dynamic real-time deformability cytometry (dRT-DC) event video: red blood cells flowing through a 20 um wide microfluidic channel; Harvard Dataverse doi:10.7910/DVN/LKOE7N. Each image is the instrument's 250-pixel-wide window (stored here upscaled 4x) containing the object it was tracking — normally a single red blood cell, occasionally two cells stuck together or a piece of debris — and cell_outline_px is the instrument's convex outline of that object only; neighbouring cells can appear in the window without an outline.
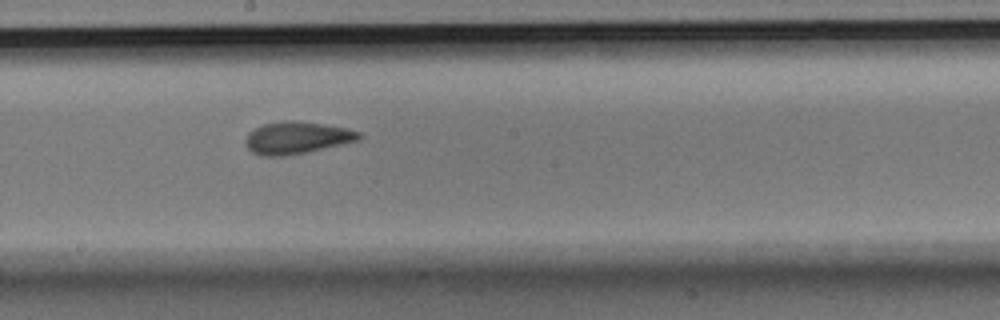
{"species": "Egyptian fruit bat (a non-hibernating species)", "species_latin": "Rousettus aegyptiacus", "temperature_condition": "room temperature", "stored_images_in_passage": 9, "camera_frame_rate_fps": 3000, "um_per_image_px": 0.085, "animal": {"sex": "male"}, "frame": {"image": 1, "passage_image": 8, "time_ms": 2.333, "image_size_px": [1000, 320], "cell_outline_px": [[364, 136], [360, 140], [304, 152], [284, 156], [260, 156], [252, 152], [248, 148], [244, 140], [248, 132], [264, 124], [284, 120], [292, 120], [320, 124], [344, 128], [360, 132]], "centroid_in_image_um": [25.2, 11.71], "position_along_channel_um": 223.0, "area_um2": 21.04}}
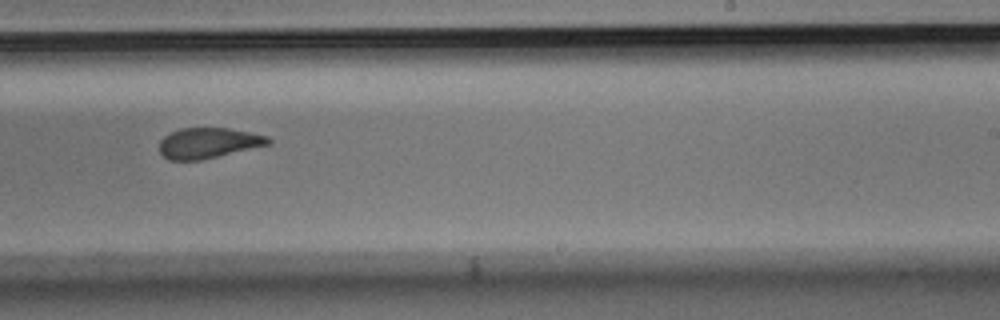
{"frame": {"image": 2, "passage_image": 9, "time_ms": 2.667, "image_size_px": [1000, 320], "cell_outline_px": [[272, 144], [200, 160], [168, 160], [160, 152], [160, 140], [164, 136], [180, 128], [228, 128], [252, 132], [268, 136], [272, 140]], "centroid_in_image_um": [17.75, 12.15], "position_along_channel_um": 271.3, "area_um2": 19.42}}